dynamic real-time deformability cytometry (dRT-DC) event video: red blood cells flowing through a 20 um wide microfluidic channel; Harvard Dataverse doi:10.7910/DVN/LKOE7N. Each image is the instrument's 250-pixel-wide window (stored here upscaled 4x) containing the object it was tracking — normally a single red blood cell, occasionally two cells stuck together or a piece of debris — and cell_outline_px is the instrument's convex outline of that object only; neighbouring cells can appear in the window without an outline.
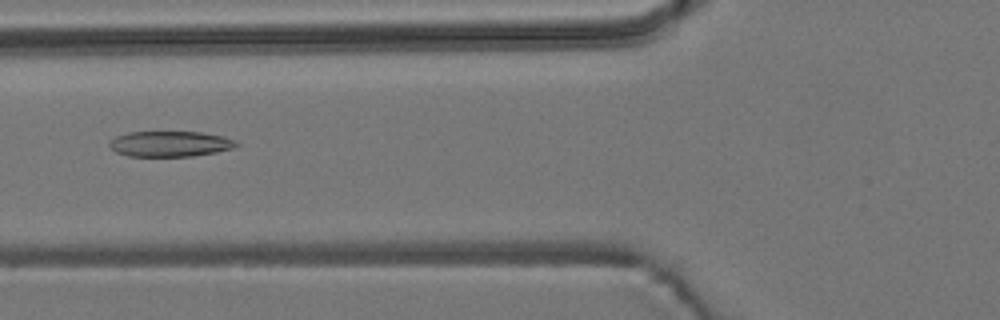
{"species": "common noctule bat (a hibernating species)", "species_latin": "Nyctalus noctula", "temperature_condition": "room temperature", "stored_images_in_passage": 9, "camera_frame_rate_fps": 3000, "um_per_image_px": 0.085, "animal": {"sex": "male", "body_mass_g": 19.2, "forearm_length_mm": 51.8}, "frame": {"image": 1, "passage_image": 6, "time_ms": 6.0, "image_size_px": [1000, 320], "cell_outline_px": [[240, 144], [232, 148], [216, 152], [192, 156], [128, 156], [116, 152], [108, 144], [108, 140], [116, 136], [128, 132], [200, 132], [224, 136], [236, 140]], "centroid_in_image_um": [14.45, 12.22], "position_along_channel_um": 111.4, "area_um2": 18.96}}
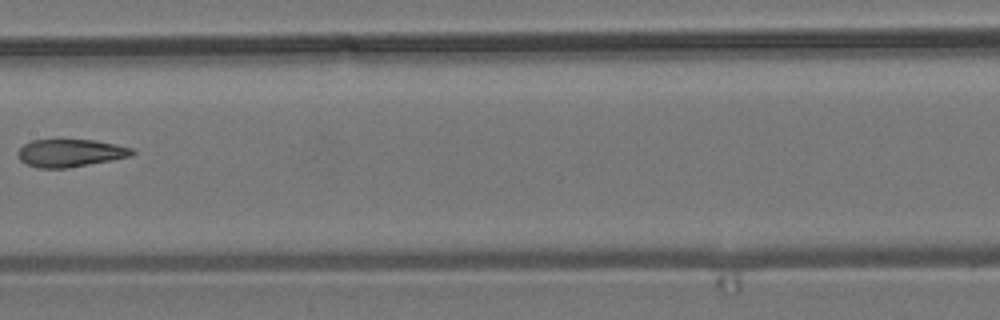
{"frame": {"image": 2, "passage_image": 8, "time_ms": 8.333, "image_size_px": [1000, 320], "cell_outline_px": [[136, 152], [132, 156], [112, 160], [68, 168], [36, 168], [20, 160], [16, 156], [16, 152], [24, 144], [32, 140], [92, 140], [132, 148]], "centroid_in_image_um": [5.94, 13.01], "position_along_channel_um": 201.5, "area_um2": 18.38}}
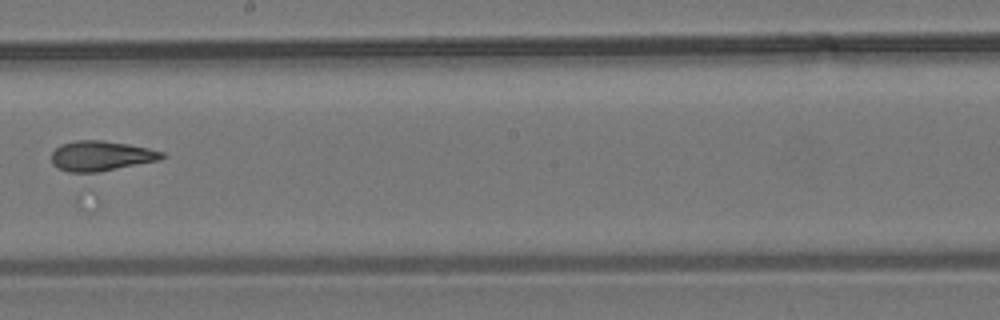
{"frame": {"image": 3, "passage_image": 9, "time_ms": 9.333, "image_size_px": [1000, 320], "cell_outline_px": [[168, 156], [160, 160], [96, 172], [68, 172], [56, 168], [52, 164], [52, 152], [60, 144], [76, 140], [100, 140], [128, 144], [148, 148], [164, 152]], "centroid_in_image_um": [8.58, 13.25], "position_along_channel_um": 239.6, "area_um2": 19.36}}